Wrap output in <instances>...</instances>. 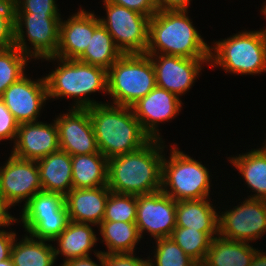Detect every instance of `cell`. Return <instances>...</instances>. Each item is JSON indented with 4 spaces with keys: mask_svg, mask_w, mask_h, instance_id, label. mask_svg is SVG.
I'll return each instance as SVG.
<instances>
[{
    "mask_svg": "<svg viewBox=\"0 0 266 266\" xmlns=\"http://www.w3.org/2000/svg\"><path fill=\"white\" fill-rule=\"evenodd\" d=\"M162 139H151L141 148L108 160L110 191L130 195H146L161 190Z\"/></svg>",
    "mask_w": 266,
    "mask_h": 266,
    "instance_id": "cell-1",
    "label": "cell"
},
{
    "mask_svg": "<svg viewBox=\"0 0 266 266\" xmlns=\"http://www.w3.org/2000/svg\"><path fill=\"white\" fill-rule=\"evenodd\" d=\"M87 109L98 150L108 160L133 152L151 140L131 107L102 103Z\"/></svg>",
    "mask_w": 266,
    "mask_h": 266,
    "instance_id": "cell-2",
    "label": "cell"
},
{
    "mask_svg": "<svg viewBox=\"0 0 266 266\" xmlns=\"http://www.w3.org/2000/svg\"><path fill=\"white\" fill-rule=\"evenodd\" d=\"M187 14V10L157 11L149 20L145 53L210 59V46L204 42Z\"/></svg>",
    "mask_w": 266,
    "mask_h": 266,
    "instance_id": "cell-3",
    "label": "cell"
},
{
    "mask_svg": "<svg viewBox=\"0 0 266 266\" xmlns=\"http://www.w3.org/2000/svg\"><path fill=\"white\" fill-rule=\"evenodd\" d=\"M60 61V66L45 76L48 99L59 97L77 98L72 108L87 109L102 104L86 97L96 91L107 93V70L77 59H61L55 56L43 58ZM84 96V97H83ZM87 98V99H86Z\"/></svg>",
    "mask_w": 266,
    "mask_h": 266,
    "instance_id": "cell-4",
    "label": "cell"
},
{
    "mask_svg": "<svg viewBox=\"0 0 266 266\" xmlns=\"http://www.w3.org/2000/svg\"><path fill=\"white\" fill-rule=\"evenodd\" d=\"M155 87L154 67L146 53L123 54L107 70V93L114 105L131 107Z\"/></svg>",
    "mask_w": 266,
    "mask_h": 266,
    "instance_id": "cell-5",
    "label": "cell"
},
{
    "mask_svg": "<svg viewBox=\"0 0 266 266\" xmlns=\"http://www.w3.org/2000/svg\"><path fill=\"white\" fill-rule=\"evenodd\" d=\"M171 150L169 160L162 161L161 191L175 201L209 198L208 168L175 146Z\"/></svg>",
    "mask_w": 266,
    "mask_h": 266,
    "instance_id": "cell-6",
    "label": "cell"
},
{
    "mask_svg": "<svg viewBox=\"0 0 266 266\" xmlns=\"http://www.w3.org/2000/svg\"><path fill=\"white\" fill-rule=\"evenodd\" d=\"M214 44L210 47L211 67L219 65L226 72L243 75L266 72V43L261 31L240 32Z\"/></svg>",
    "mask_w": 266,
    "mask_h": 266,
    "instance_id": "cell-7",
    "label": "cell"
},
{
    "mask_svg": "<svg viewBox=\"0 0 266 266\" xmlns=\"http://www.w3.org/2000/svg\"><path fill=\"white\" fill-rule=\"evenodd\" d=\"M60 16V13H15L14 46L31 58L54 56L59 47ZM23 25L34 51L26 45Z\"/></svg>",
    "mask_w": 266,
    "mask_h": 266,
    "instance_id": "cell-8",
    "label": "cell"
},
{
    "mask_svg": "<svg viewBox=\"0 0 266 266\" xmlns=\"http://www.w3.org/2000/svg\"><path fill=\"white\" fill-rule=\"evenodd\" d=\"M103 2L107 19L99 18L100 23L112 36L116 46L123 54L145 53L150 17L107 0Z\"/></svg>",
    "mask_w": 266,
    "mask_h": 266,
    "instance_id": "cell-9",
    "label": "cell"
},
{
    "mask_svg": "<svg viewBox=\"0 0 266 266\" xmlns=\"http://www.w3.org/2000/svg\"><path fill=\"white\" fill-rule=\"evenodd\" d=\"M234 208L219 215V236L241 242L262 237L266 232V200L247 198Z\"/></svg>",
    "mask_w": 266,
    "mask_h": 266,
    "instance_id": "cell-10",
    "label": "cell"
},
{
    "mask_svg": "<svg viewBox=\"0 0 266 266\" xmlns=\"http://www.w3.org/2000/svg\"><path fill=\"white\" fill-rule=\"evenodd\" d=\"M6 165L0 168V199L9 209L25 200V204L42 191L37 161L9 156Z\"/></svg>",
    "mask_w": 266,
    "mask_h": 266,
    "instance_id": "cell-11",
    "label": "cell"
},
{
    "mask_svg": "<svg viewBox=\"0 0 266 266\" xmlns=\"http://www.w3.org/2000/svg\"><path fill=\"white\" fill-rule=\"evenodd\" d=\"M176 201L161 190L137 196L136 222L141 238L144 231L154 239L170 237L176 227Z\"/></svg>",
    "mask_w": 266,
    "mask_h": 266,
    "instance_id": "cell-12",
    "label": "cell"
},
{
    "mask_svg": "<svg viewBox=\"0 0 266 266\" xmlns=\"http://www.w3.org/2000/svg\"><path fill=\"white\" fill-rule=\"evenodd\" d=\"M147 55H149L154 67L156 86L174 93L178 97L190 90L194 80L202 70L203 62L209 63L210 60L164 54H159V56L158 54Z\"/></svg>",
    "mask_w": 266,
    "mask_h": 266,
    "instance_id": "cell-13",
    "label": "cell"
},
{
    "mask_svg": "<svg viewBox=\"0 0 266 266\" xmlns=\"http://www.w3.org/2000/svg\"><path fill=\"white\" fill-rule=\"evenodd\" d=\"M0 99L19 124L35 122L48 99L46 79L32 81L24 75L11 84Z\"/></svg>",
    "mask_w": 266,
    "mask_h": 266,
    "instance_id": "cell-14",
    "label": "cell"
},
{
    "mask_svg": "<svg viewBox=\"0 0 266 266\" xmlns=\"http://www.w3.org/2000/svg\"><path fill=\"white\" fill-rule=\"evenodd\" d=\"M55 123L61 150L71 156L99 152L88 109L71 108Z\"/></svg>",
    "mask_w": 266,
    "mask_h": 266,
    "instance_id": "cell-15",
    "label": "cell"
},
{
    "mask_svg": "<svg viewBox=\"0 0 266 266\" xmlns=\"http://www.w3.org/2000/svg\"><path fill=\"white\" fill-rule=\"evenodd\" d=\"M182 103L179 97L156 86L145 97L131 106L134 116L151 139H162L159 136L158 124L174 119L179 114Z\"/></svg>",
    "mask_w": 266,
    "mask_h": 266,
    "instance_id": "cell-16",
    "label": "cell"
},
{
    "mask_svg": "<svg viewBox=\"0 0 266 266\" xmlns=\"http://www.w3.org/2000/svg\"><path fill=\"white\" fill-rule=\"evenodd\" d=\"M58 129L52 124L29 122L19 124L12 155L24 160H39L59 150Z\"/></svg>",
    "mask_w": 266,
    "mask_h": 266,
    "instance_id": "cell-17",
    "label": "cell"
},
{
    "mask_svg": "<svg viewBox=\"0 0 266 266\" xmlns=\"http://www.w3.org/2000/svg\"><path fill=\"white\" fill-rule=\"evenodd\" d=\"M84 9L67 21H60L59 47L54 55L61 59H77L87 48L94 30L101 24L99 17Z\"/></svg>",
    "mask_w": 266,
    "mask_h": 266,
    "instance_id": "cell-18",
    "label": "cell"
},
{
    "mask_svg": "<svg viewBox=\"0 0 266 266\" xmlns=\"http://www.w3.org/2000/svg\"><path fill=\"white\" fill-rule=\"evenodd\" d=\"M109 193L107 185L97 188H72L65 196L69 220L99 225L104 217Z\"/></svg>",
    "mask_w": 266,
    "mask_h": 266,
    "instance_id": "cell-19",
    "label": "cell"
},
{
    "mask_svg": "<svg viewBox=\"0 0 266 266\" xmlns=\"http://www.w3.org/2000/svg\"><path fill=\"white\" fill-rule=\"evenodd\" d=\"M42 191L66 196L73 188L71 155L59 149L37 160Z\"/></svg>",
    "mask_w": 266,
    "mask_h": 266,
    "instance_id": "cell-20",
    "label": "cell"
},
{
    "mask_svg": "<svg viewBox=\"0 0 266 266\" xmlns=\"http://www.w3.org/2000/svg\"><path fill=\"white\" fill-rule=\"evenodd\" d=\"M207 199L176 201V227L219 233V215Z\"/></svg>",
    "mask_w": 266,
    "mask_h": 266,
    "instance_id": "cell-21",
    "label": "cell"
},
{
    "mask_svg": "<svg viewBox=\"0 0 266 266\" xmlns=\"http://www.w3.org/2000/svg\"><path fill=\"white\" fill-rule=\"evenodd\" d=\"M258 250L248 242L233 241L216 236L212 239L202 266H250Z\"/></svg>",
    "mask_w": 266,
    "mask_h": 266,
    "instance_id": "cell-22",
    "label": "cell"
},
{
    "mask_svg": "<svg viewBox=\"0 0 266 266\" xmlns=\"http://www.w3.org/2000/svg\"><path fill=\"white\" fill-rule=\"evenodd\" d=\"M73 188H97L107 185L108 159L101 154L71 156Z\"/></svg>",
    "mask_w": 266,
    "mask_h": 266,
    "instance_id": "cell-23",
    "label": "cell"
},
{
    "mask_svg": "<svg viewBox=\"0 0 266 266\" xmlns=\"http://www.w3.org/2000/svg\"><path fill=\"white\" fill-rule=\"evenodd\" d=\"M89 223L69 221L67 227L54 240L58 241V249L54 247L55 257L62 254L69 259L89 256V251L97 242V237ZM60 253V254H59Z\"/></svg>",
    "mask_w": 266,
    "mask_h": 266,
    "instance_id": "cell-24",
    "label": "cell"
},
{
    "mask_svg": "<svg viewBox=\"0 0 266 266\" xmlns=\"http://www.w3.org/2000/svg\"><path fill=\"white\" fill-rule=\"evenodd\" d=\"M242 174L249 188L255 192L248 198L266 200V154L259 148L230 159Z\"/></svg>",
    "mask_w": 266,
    "mask_h": 266,
    "instance_id": "cell-25",
    "label": "cell"
},
{
    "mask_svg": "<svg viewBox=\"0 0 266 266\" xmlns=\"http://www.w3.org/2000/svg\"><path fill=\"white\" fill-rule=\"evenodd\" d=\"M123 53L116 46L107 29L100 24L93 32L85 51L77 60L108 70Z\"/></svg>",
    "mask_w": 266,
    "mask_h": 266,
    "instance_id": "cell-26",
    "label": "cell"
},
{
    "mask_svg": "<svg viewBox=\"0 0 266 266\" xmlns=\"http://www.w3.org/2000/svg\"><path fill=\"white\" fill-rule=\"evenodd\" d=\"M15 241L10 256L14 266H54V247L45 240L26 235L20 242Z\"/></svg>",
    "mask_w": 266,
    "mask_h": 266,
    "instance_id": "cell-27",
    "label": "cell"
},
{
    "mask_svg": "<svg viewBox=\"0 0 266 266\" xmlns=\"http://www.w3.org/2000/svg\"><path fill=\"white\" fill-rule=\"evenodd\" d=\"M100 233L108 248L104 254L111 253H134V248L140 241L141 236L135 222L102 221Z\"/></svg>",
    "mask_w": 266,
    "mask_h": 266,
    "instance_id": "cell-28",
    "label": "cell"
},
{
    "mask_svg": "<svg viewBox=\"0 0 266 266\" xmlns=\"http://www.w3.org/2000/svg\"><path fill=\"white\" fill-rule=\"evenodd\" d=\"M216 234L219 236V233H204L191 228L175 227L170 237L188 256L201 265Z\"/></svg>",
    "mask_w": 266,
    "mask_h": 266,
    "instance_id": "cell-29",
    "label": "cell"
},
{
    "mask_svg": "<svg viewBox=\"0 0 266 266\" xmlns=\"http://www.w3.org/2000/svg\"><path fill=\"white\" fill-rule=\"evenodd\" d=\"M29 235L36 239L54 241L69 223L68 213H55L49 217H21Z\"/></svg>",
    "mask_w": 266,
    "mask_h": 266,
    "instance_id": "cell-30",
    "label": "cell"
},
{
    "mask_svg": "<svg viewBox=\"0 0 266 266\" xmlns=\"http://www.w3.org/2000/svg\"><path fill=\"white\" fill-rule=\"evenodd\" d=\"M29 56L17 47L0 49V96L14 82L23 77Z\"/></svg>",
    "mask_w": 266,
    "mask_h": 266,
    "instance_id": "cell-31",
    "label": "cell"
},
{
    "mask_svg": "<svg viewBox=\"0 0 266 266\" xmlns=\"http://www.w3.org/2000/svg\"><path fill=\"white\" fill-rule=\"evenodd\" d=\"M21 217H49L55 213H68L65 196L58 193L40 191L23 206Z\"/></svg>",
    "mask_w": 266,
    "mask_h": 266,
    "instance_id": "cell-32",
    "label": "cell"
},
{
    "mask_svg": "<svg viewBox=\"0 0 266 266\" xmlns=\"http://www.w3.org/2000/svg\"><path fill=\"white\" fill-rule=\"evenodd\" d=\"M137 196L110 191L102 221L136 222Z\"/></svg>",
    "mask_w": 266,
    "mask_h": 266,
    "instance_id": "cell-33",
    "label": "cell"
},
{
    "mask_svg": "<svg viewBox=\"0 0 266 266\" xmlns=\"http://www.w3.org/2000/svg\"><path fill=\"white\" fill-rule=\"evenodd\" d=\"M154 254L156 263L150 261V266H198L199 264L188 256L171 237L156 239ZM156 264V265H155Z\"/></svg>",
    "mask_w": 266,
    "mask_h": 266,
    "instance_id": "cell-34",
    "label": "cell"
},
{
    "mask_svg": "<svg viewBox=\"0 0 266 266\" xmlns=\"http://www.w3.org/2000/svg\"><path fill=\"white\" fill-rule=\"evenodd\" d=\"M15 7L13 0H0V49L15 44Z\"/></svg>",
    "mask_w": 266,
    "mask_h": 266,
    "instance_id": "cell-35",
    "label": "cell"
},
{
    "mask_svg": "<svg viewBox=\"0 0 266 266\" xmlns=\"http://www.w3.org/2000/svg\"><path fill=\"white\" fill-rule=\"evenodd\" d=\"M15 13H58L55 0H13Z\"/></svg>",
    "mask_w": 266,
    "mask_h": 266,
    "instance_id": "cell-36",
    "label": "cell"
},
{
    "mask_svg": "<svg viewBox=\"0 0 266 266\" xmlns=\"http://www.w3.org/2000/svg\"><path fill=\"white\" fill-rule=\"evenodd\" d=\"M18 128L19 123L0 99V141L14 139L15 142Z\"/></svg>",
    "mask_w": 266,
    "mask_h": 266,
    "instance_id": "cell-37",
    "label": "cell"
},
{
    "mask_svg": "<svg viewBox=\"0 0 266 266\" xmlns=\"http://www.w3.org/2000/svg\"><path fill=\"white\" fill-rule=\"evenodd\" d=\"M134 253L104 254V266H150L149 259L134 257Z\"/></svg>",
    "mask_w": 266,
    "mask_h": 266,
    "instance_id": "cell-38",
    "label": "cell"
},
{
    "mask_svg": "<svg viewBox=\"0 0 266 266\" xmlns=\"http://www.w3.org/2000/svg\"><path fill=\"white\" fill-rule=\"evenodd\" d=\"M107 1L134 10L150 18L157 12L155 0H107Z\"/></svg>",
    "mask_w": 266,
    "mask_h": 266,
    "instance_id": "cell-39",
    "label": "cell"
},
{
    "mask_svg": "<svg viewBox=\"0 0 266 266\" xmlns=\"http://www.w3.org/2000/svg\"><path fill=\"white\" fill-rule=\"evenodd\" d=\"M16 238L15 232L0 230V262L10 258L11 249Z\"/></svg>",
    "mask_w": 266,
    "mask_h": 266,
    "instance_id": "cell-40",
    "label": "cell"
},
{
    "mask_svg": "<svg viewBox=\"0 0 266 266\" xmlns=\"http://www.w3.org/2000/svg\"><path fill=\"white\" fill-rule=\"evenodd\" d=\"M191 0H155L157 11L188 10Z\"/></svg>",
    "mask_w": 266,
    "mask_h": 266,
    "instance_id": "cell-41",
    "label": "cell"
},
{
    "mask_svg": "<svg viewBox=\"0 0 266 266\" xmlns=\"http://www.w3.org/2000/svg\"><path fill=\"white\" fill-rule=\"evenodd\" d=\"M95 255L100 261L99 265L93 262L89 256H85L63 261L62 266H104V253L102 251H98L97 253H95Z\"/></svg>",
    "mask_w": 266,
    "mask_h": 266,
    "instance_id": "cell-42",
    "label": "cell"
},
{
    "mask_svg": "<svg viewBox=\"0 0 266 266\" xmlns=\"http://www.w3.org/2000/svg\"><path fill=\"white\" fill-rule=\"evenodd\" d=\"M14 217L10 215L8 212V208L3 204V202L0 199V227L1 226H10L13 221H16Z\"/></svg>",
    "mask_w": 266,
    "mask_h": 266,
    "instance_id": "cell-43",
    "label": "cell"
},
{
    "mask_svg": "<svg viewBox=\"0 0 266 266\" xmlns=\"http://www.w3.org/2000/svg\"><path fill=\"white\" fill-rule=\"evenodd\" d=\"M258 250L251 261L250 266H266V253Z\"/></svg>",
    "mask_w": 266,
    "mask_h": 266,
    "instance_id": "cell-44",
    "label": "cell"
},
{
    "mask_svg": "<svg viewBox=\"0 0 266 266\" xmlns=\"http://www.w3.org/2000/svg\"><path fill=\"white\" fill-rule=\"evenodd\" d=\"M0 266H14L11 257L1 261Z\"/></svg>",
    "mask_w": 266,
    "mask_h": 266,
    "instance_id": "cell-45",
    "label": "cell"
},
{
    "mask_svg": "<svg viewBox=\"0 0 266 266\" xmlns=\"http://www.w3.org/2000/svg\"><path fill=\"white\" fill-rule=\"evenodd\" d=\"M262 13H263L264 15H266V4L263 6ZM265 17H266V16H265ZM261 34H262V36H263V40H264L265 43H266V29L261 30Z\"/></svg>",
    "mask_w": 266,
    "mask_h": 266,
    "instance_id": "cell-46",
    "label": "cell"
},
{
    "mask_svg": "<svg viewBox=\"0 0 266 266\" xmlns=\"http://www.w3.org/2000/svg\"><path fill=\"white\" fill-rule=\"evenodd\" d=\"M265 143H266V141H265ZM260 149L266 154V144L263 148H260Z\"/></svg>",
    "mask_w": 266,
    "mask_h": 266,
    "instance_id": "cell-47",
    "label": "cell"
}]
</instances>
